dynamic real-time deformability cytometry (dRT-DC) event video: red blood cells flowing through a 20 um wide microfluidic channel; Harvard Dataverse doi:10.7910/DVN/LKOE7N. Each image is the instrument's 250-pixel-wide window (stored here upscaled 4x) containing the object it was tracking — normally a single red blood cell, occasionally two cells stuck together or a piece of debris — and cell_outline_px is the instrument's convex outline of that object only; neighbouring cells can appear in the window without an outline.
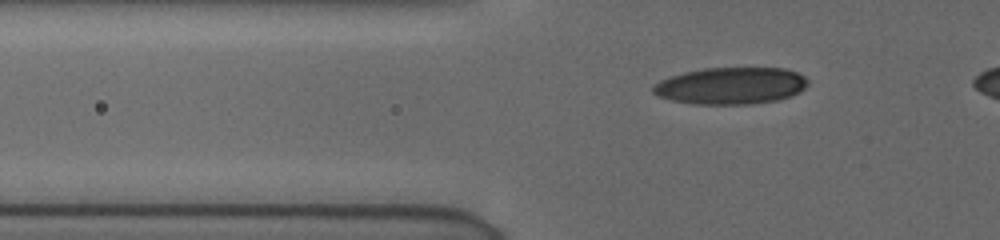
{"species": "human", "species_latin": "Homo sapiens", "temperature_condition": "cold", "stored_images_in_passage": 46, "camera_frame_rate_fps": 3000, "um_per_image_px": 0.085, "donor": {"sex": "female"}, "frame": {"image": 1, "passage_image": 14, "time_ms": 4.333, "image_size_px": [1000, 240], "cell_outline_px": [[808, 84], [800, 92], [792, 96], [780, 100], [752, 104], [692, 104], [672, 100], [656, 96], [652, 92], [652, 88], [660, 80], [684, 72], [704, 68], [784, 68], [796, 72], [804, 76], [808, 80]], "centroid_in_image_um": [62.14, 7.3], "position_along_channel_um": 63.7, "area_um2": 33.47}}
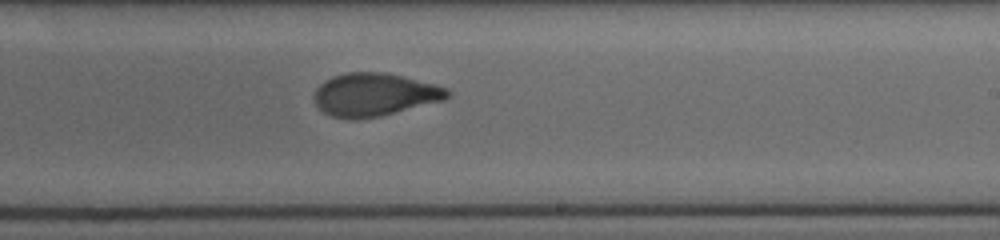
{"frame": {"image": 2, "passage_image": 30, "time_ms": 9.667, "image_size_px": [1000, 240], "cell_outline_px": [[452, 96], [444, 100], [380, 116], [352, 120], [332, 116], [324, 112], [316, 104], [312, 96], [316, 88], [324, 80], [332, 76], [348, 72], [384, 72], [436, 84], [448, 88], [452, 92]], "centroid_in_image_um": [31.84, 8.04], "position_along_channel_um": 257.2, "area_um2": 33.58}}
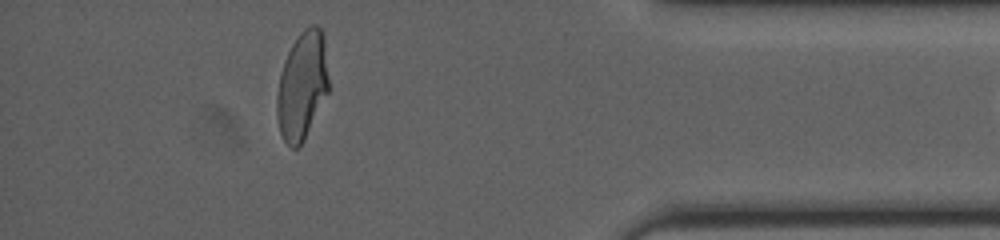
{"frame": {"image": 3, "passage_image": 44, "time_ms": 14.333, "image_size_px": [1000, 240], "cell_outline_px": [[328, 92], [304, 140], [296, 148], [292, 148], [284, 140], [280, 132], [276, 116], [276, 96], [280, 76], [284, 60], [292, 44], [300, 32], [304, 28], [312, 24], [316, 24], [320, 28], [324, 36], [328, 76]], "centroid_in_image_um": [25.67, 7.26], "position_along_channel_um": 409.5, "area_um2": 32.54}}